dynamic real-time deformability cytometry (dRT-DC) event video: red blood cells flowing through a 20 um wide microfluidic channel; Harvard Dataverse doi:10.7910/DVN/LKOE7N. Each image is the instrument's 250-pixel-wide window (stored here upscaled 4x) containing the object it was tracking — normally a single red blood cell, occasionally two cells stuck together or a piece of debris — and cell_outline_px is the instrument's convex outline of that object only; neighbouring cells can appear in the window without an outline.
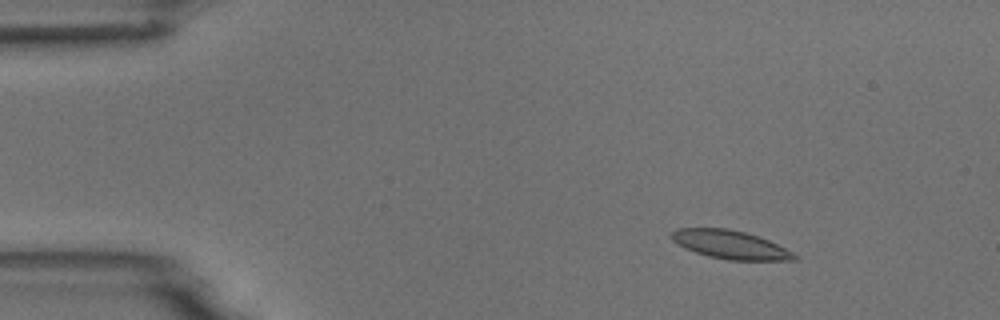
{"species": "common noctule bat (a hibernating species)", "species_latin": "Nyctalus noctula", "temperature_condition": "room temperature", "stored_images_in_passage": 5, "camera_frame_rate_fps": 3000, "um_per_image_px": 0.085, "animal": {"sex": "male", "body_mass_g": 18.8}, "frame": {"image": 1, "passage_image": 3, "time_ms": 2.333, "image_size_px": [1000, 320], "cell_outline_px": [[800, 256], [796, 260], [728, 260], [708, 256], [684, 248], [672, 240], [668, 236], [676, 228], [728, 228], [744, 232], [768, 240]], "centroid_in_image_um": [62.04, 20.79], "position_along_channel_um": 23.0, "area_um2": 20.29}}
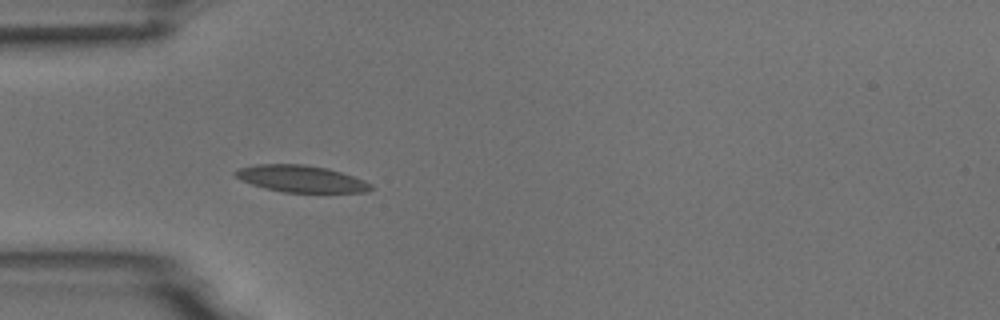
{"frame": {"image": 2, "passage_image": 5, "time_ms": 5.333, "image_size_px": [1000, 320], "cell_outline_px": [[372, 188], [368, 192], [284, 192], [264, 188], [240, 180], [232, 172], [236, 168], [256, 164], [308, 164], [328, 168], [364, 180], [372, 184]], "centroid_in_image_um": [25.55, 15.18], "position_along_channel_um": 59.5, "area_um2": 21.27}}